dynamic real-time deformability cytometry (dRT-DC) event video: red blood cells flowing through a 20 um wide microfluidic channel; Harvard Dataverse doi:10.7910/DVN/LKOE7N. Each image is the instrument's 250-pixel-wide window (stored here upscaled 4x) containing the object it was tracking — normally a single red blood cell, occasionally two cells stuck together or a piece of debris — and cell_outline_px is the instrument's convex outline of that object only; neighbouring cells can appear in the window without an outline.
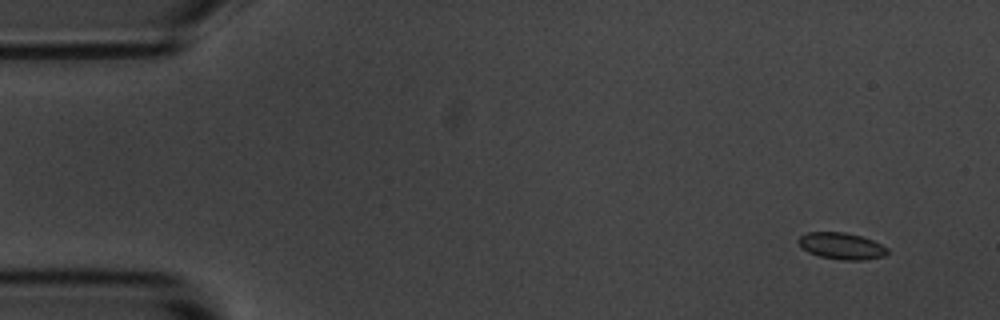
{"species": "common noctule bat (a hibernating species)", "species_latin": "Nyctalus noctula", "temperature_condition": "room temperature", "stored_images_in_passage": 52, "camera_frame_rate_fps": 3000, "um_per_image_px": 0.085, "animal": {"sex": "male", "body_mass_g": 20.1, "forearm_length_mm": 53.5}, "frame": {"image": 1, "passage_image": 1, "time_ms": 0.0, "image_size_px": [1000, 320], "cell_outline_px": [[888, 252], [884, 256], [864, 260], [840, 260], [820, 256], [808, 252], [800, 248], [796, 240], [800, 236], [808, 232], [844, 232], [860, 236], [872, 240], [888, 248]], "centroid_in_image_um": [71.49, 20.91], "position_along_channel_um": 13.5, "area_um2": 13.87}}
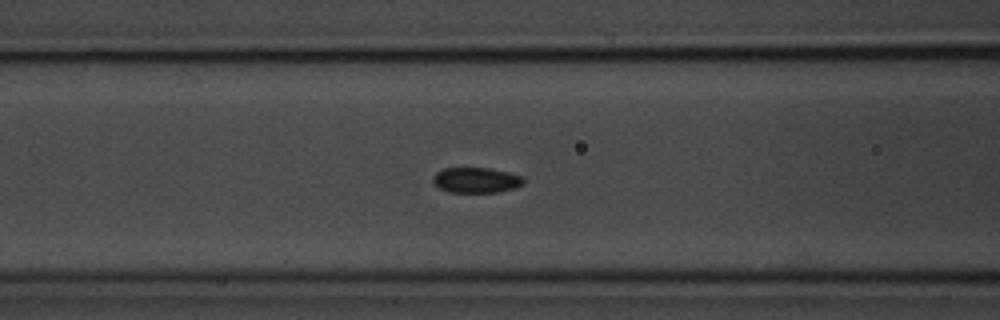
{"frame": {"image": 2, "passage_image": 19, "time_ms": 6.0, "image_size_px": [1000, 320], "cell_outline_px": [[524, 184], [516, 188], [500, 192], [448, 192], [440, 188], [432, 180], [432, 176], [436, 172], [444, 168], [488, 168], [508, 172], [524, 176]], "centroid_in_image_um": [40.5, 15.31], "position_along_channel_um": 126.1, "area_um2": 13.53}}
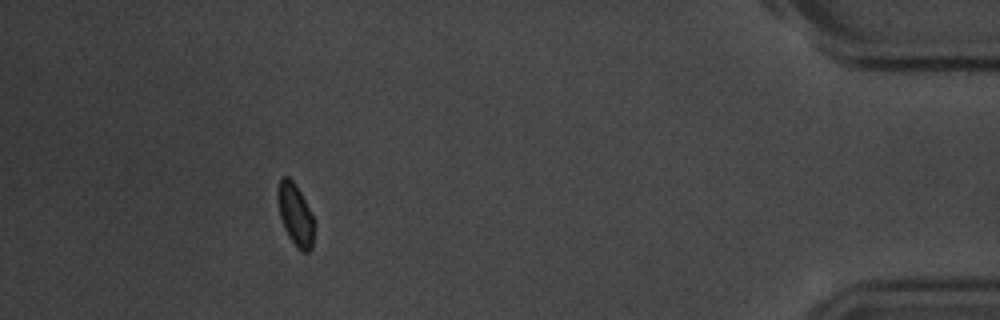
{"frame": {"image": 3, "passage_image": 47, "time_ms": 15.333, "image_size_px": [1000, 320], "cell_outline_px": [[312, 248], [308, 252], [304, 252], [296, 248], [288, 236], [284, 228], [280, 216], [276, 196], [280, 176], [288, 176], [292, 180], [300, 192], [312, 216]], "centroid_in_image_um": [25.05, 18.23], "position_along_channel_um": 410.2, "area_um2": 12.89}, "authors_computed_cell_mechanics": {"area_um2": 13.8431, "velocity_mm_per_s": 3.6624, "shape_relaxation_time_tau1_ms": 2.8498, "shape_relaxation_time_tau2_ms": null, "deformation_change_tau1": 0.0659, "deformation_change_tau2": null}}